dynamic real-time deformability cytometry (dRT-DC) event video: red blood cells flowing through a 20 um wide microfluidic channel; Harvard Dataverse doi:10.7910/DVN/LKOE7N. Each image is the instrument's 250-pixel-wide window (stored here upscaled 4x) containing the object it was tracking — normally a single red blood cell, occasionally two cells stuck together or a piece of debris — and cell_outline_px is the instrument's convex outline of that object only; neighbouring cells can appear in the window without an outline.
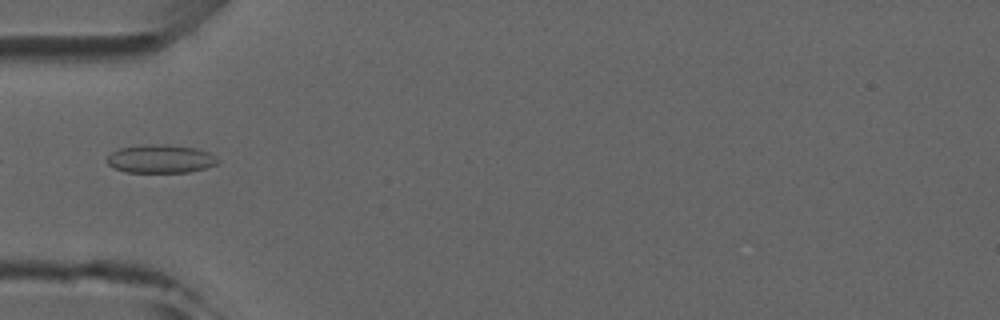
{"species": "common noctule bat (a hibernating species)", "species_latin": "Nyctalus noctula", "temperature_condition": "room temperature", "stored_images_in_passage": 6, "camera_frame_rate_fps": 3000, "um_per_image_px": 0.085, "animal": {"sex": "male", "forearm_length_mm": 52.5}, "frame": {"image": 1, "passage_image": 4, "time_ms": 3.667, "image_size_px": [1000, 320], "cell_outline_px": [[220, 160], [216, 164], [208, 168], [188, 172], [128, 172], [116, 168], [108, 164], [108, 156], [112, 152], [120, 148], [148, 144], [168, 144], [196, 148], [208, 152]], "centroid_in_image_um": [13.69, 13.5], "position_along_channel_um": 71.3, "area_um2": 18.21}}
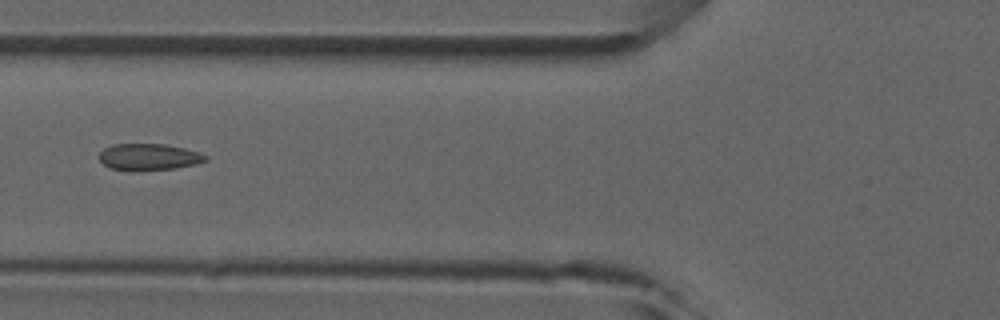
{"frame": {"image": 2, "passage_image": 5, "time_ms": 4.667, "image_size_px": [1000, 320], "cell_outline_px": [[208, 160], [196, 164], [176, 168], [132, 172], [112, 168], [104, 164], [100, 160], [100, 152], [104, 148], [112, 144], [164, 144], [184, 148], [200, 152], [208, 156]], "centroid_in_image_um": [12.67, 13.35], "position_along_channel_um": 113.1, "area_um2": 16.7}}
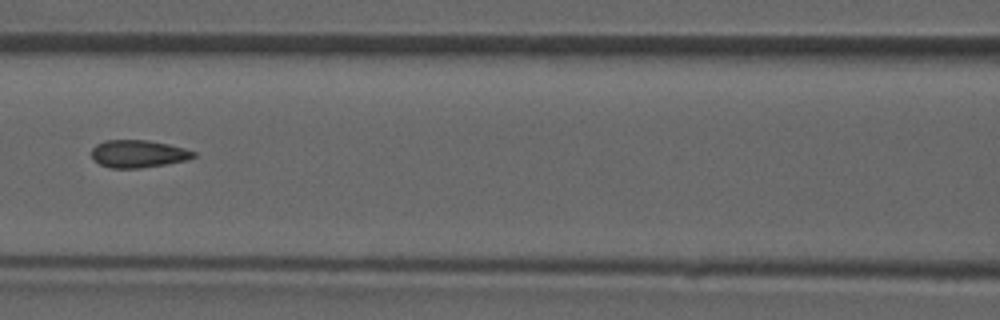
{"frame": {"image": 3, "passage_image": 6, "time_ms": 5.667, "image_size_px": [1000, 320], "cell_outline_px": [[196, 156], [184, 160], [164, 164], [140, 168], [112, 168], [100, 164], [92, 160], [92, 148], [96, 144], [104, 140], [148, 140], [168, 144], [184, 148], [196, 152]], "centroid_in_image_um": [11.71, 13.06], "position_along_channel_um": 154.9, "area_um2": 16.3}}